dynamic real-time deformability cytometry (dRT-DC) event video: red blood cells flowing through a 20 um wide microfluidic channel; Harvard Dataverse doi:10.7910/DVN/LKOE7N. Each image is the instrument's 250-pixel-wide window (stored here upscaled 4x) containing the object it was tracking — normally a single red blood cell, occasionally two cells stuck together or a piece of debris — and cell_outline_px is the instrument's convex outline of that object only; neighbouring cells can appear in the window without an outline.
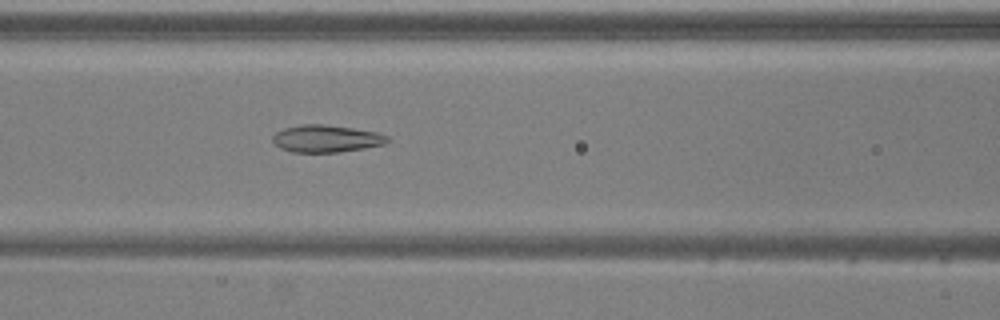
{"species": "common noctule bat (a hibernating species)", "species_latin": "Nyctalus noctula", "temperature_condition": "warm", "stored_images_in_passage": 51, "camera_frame_rate_fps": 3000, "um_per_image_px": 0.085, "animal": {"sex": "male", "body_mass_g": 20.5, "forearm_length_mm": 52.5}, "frame": {"image": 1, "passage_image": 21, "time_ms": 6.667, "image_size_px": [1000, 320], "cell_outline_px": [[392, 140], [384, 144], [364, 148], [336, 152], [292, 152], [280, 148], [272, 140], [272, 136], [276, 132], [284, 128], [304, 124], [324, 124], [352, 128], [376, 132], [388, 136]], "centroid_in_image_um": [27.73, 11.78], "position_along_channel_um": 138.9, "area_um2": 18.15}}
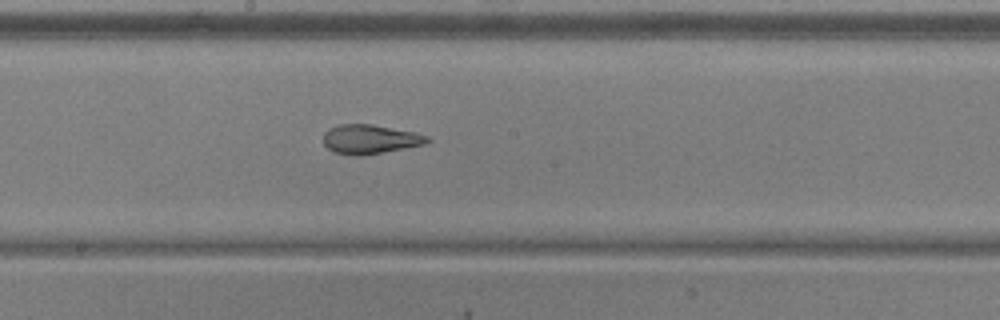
{"frame": {"image": 2, "passage_image": 27, "time_ms": 8.667, "image_size_px": [1000, 320], "cell_outline_px": [[432, 140], [424, 144], [384, 152], [360, 156], [356, 156], [332, 152], [324, 144], [324, 132], [328, 128], [336, 124], [372, 124], [416, 132], [428, 136]], "centroid_in_image_um": [31.44, 11.82], "position_along_channel_um": 216.8, "area_um2": 17.86}}
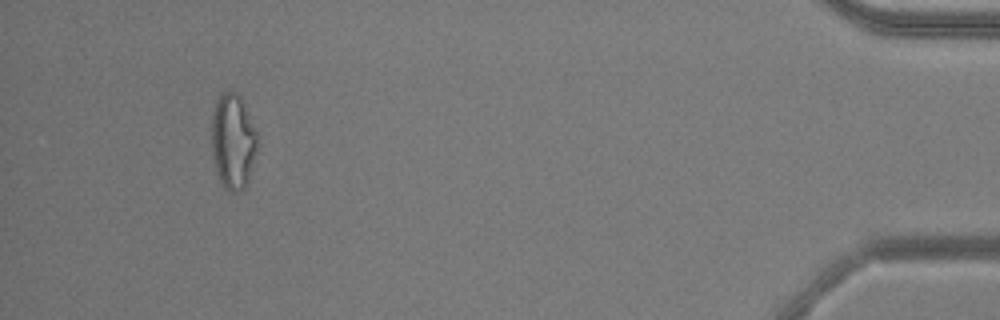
{"frame": {"image": 3, "passage_image": 48, "time_ms": 15.667, "image_size_px": [1000, 320], "cell_outline_px": [[256, 148], [248, 184], [240, 192], [228, 192], [224, 188], [216, 172], [212, 152], [212, 112], [216, 100], [224, 92], [236, 92], [240, 96], [244, 104], [256, 132]], "centroid_in_image_um": [19.78, 12.06], "position_along_channel_um": 415.4, "area_um2": 25.26}, "authors_computed_cell_mechanics": {"area_um2": 22.253, "velocity_mm_per_s": 3.8934, "shape_relaxation_time_tau1_ms": null, "shape_relaxation_time_tau2_ms": 1.9035, "deformation_change_tau1": null, "deformation_change_tau2": 0.0938}}